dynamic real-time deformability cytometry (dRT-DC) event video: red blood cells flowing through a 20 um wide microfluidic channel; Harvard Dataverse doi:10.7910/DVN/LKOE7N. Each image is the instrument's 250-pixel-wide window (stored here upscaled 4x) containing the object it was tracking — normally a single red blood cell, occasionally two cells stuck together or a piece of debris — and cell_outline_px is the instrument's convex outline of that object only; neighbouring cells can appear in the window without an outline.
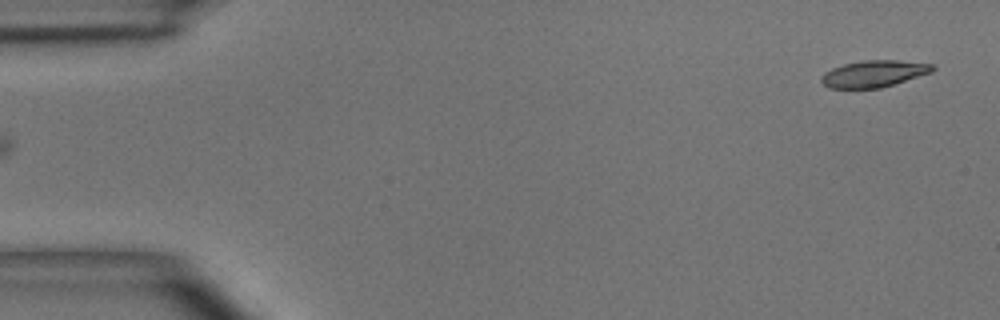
{"species": "common noctule bat (a hibernating species)", "species_latin": "Nyctalus noctula", "temperature_condition": "room temperature", "stored_images_in_passage": 2, "camera_frame_rate_fps": 3000, "um_per_image_px": 0.085, "animal": {"sex": "male", "body_mass_g": 15.6}, "frame": {"image": 1, "passage_image": 2, "time_ms": 1.333, "image_size_px": [1000, 320], "cell_outline_px": [[936, 68], [932, 72], [880, 88], [828, 88], [820, 80], [820, 76], [824, 72], [832, 68], [844, 64], [864, 60], [896, 60], [932, 64]], "centroid_in_image_um": [74.25, 6.26], "position_along_channel_um": 10.8, "area_um2": 17.22}}